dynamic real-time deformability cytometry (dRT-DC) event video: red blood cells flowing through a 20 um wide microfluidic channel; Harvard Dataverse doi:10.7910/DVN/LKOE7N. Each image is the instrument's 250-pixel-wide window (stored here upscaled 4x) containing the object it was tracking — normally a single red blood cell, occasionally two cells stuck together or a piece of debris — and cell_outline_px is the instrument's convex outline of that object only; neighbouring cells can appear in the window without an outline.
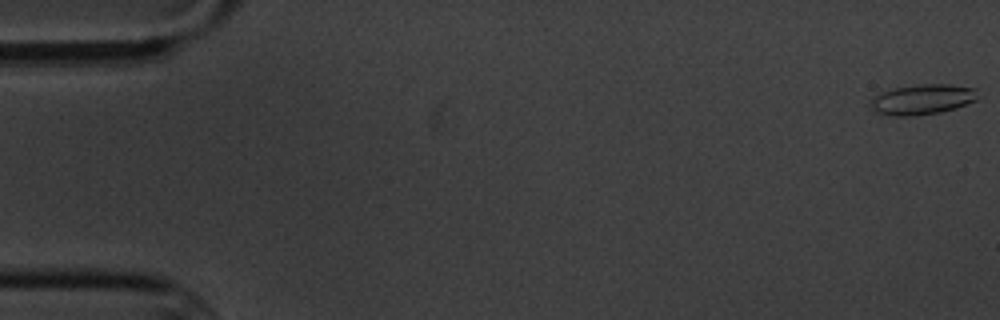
{"species": "common noctule bat (a hibernating species)", "species_latin": "Nyctalus noctula", "temperature_condition": "cold", "stored_images_in_passage": 3, "camera_frame_rate_fps": 3000, "um_per_image_px": 0.085, "animal": {"sex": "male", "body_mass_g": 20.1, "forearm_length_mm": 53.5}, "frame": {"image": 1, "passage_image": 1, "time_ms": 0.0, "image_size_px": [1000, 320], "cell_outline_px": [[976, 100], [956, 108], [940, 112], [916, 116], [892, 116], [876, 112], [872, 108], [872, 100], [876, 96], [884, 92], [896, 88], [920, 84], [948, 84], [976, 88]], "centroid_in_image_um": [78.44, 8.46], "position_along_channel_um": 6.6, "area_um2": 18.61}}